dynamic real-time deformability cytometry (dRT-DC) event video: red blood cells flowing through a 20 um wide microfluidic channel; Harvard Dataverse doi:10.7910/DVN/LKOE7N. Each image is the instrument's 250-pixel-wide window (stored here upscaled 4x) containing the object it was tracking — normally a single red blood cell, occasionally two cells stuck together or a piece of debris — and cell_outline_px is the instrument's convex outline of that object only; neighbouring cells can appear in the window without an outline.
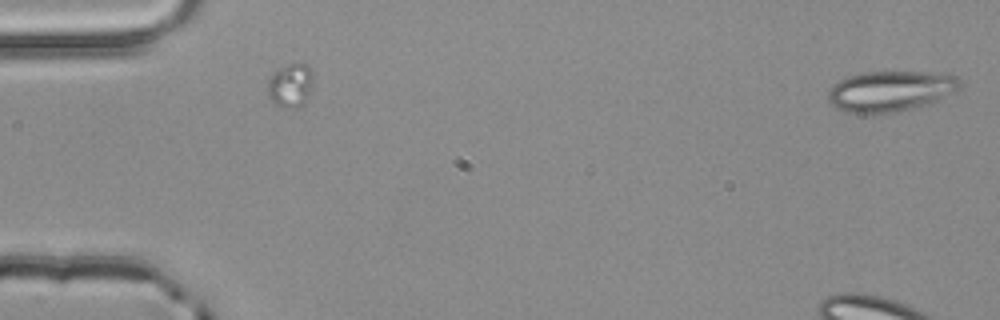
{"species": "common noctule bat (a hibernating species)", "species_latin": "Nyctalus noctula", "temperature_condition": "room temperature", "stored_images_in_passage": 4, "camera_frame_rate_fps": 3000, "um_per_image_px": 0.085, "animal": {"sex": "male", "body_mass_g": 20.4}, "frame": {"image": 1, "passage_image": 1, "time_ms": 0.0, "image_size_px": [1000, 320], "cell_outline_px": [[960, 88], [956, 92], [940, 100], [912, 108], [896, 112], [844, 112], [836, 108], [828, 100], [828, 92], [832, 84], [848, 76], [864, 72], [952, 72], [960, 76]], "centroid_in_image_um": [75.77, 7.71], "position_along_channel_um": 9.2, "area_um2": 31.5}}